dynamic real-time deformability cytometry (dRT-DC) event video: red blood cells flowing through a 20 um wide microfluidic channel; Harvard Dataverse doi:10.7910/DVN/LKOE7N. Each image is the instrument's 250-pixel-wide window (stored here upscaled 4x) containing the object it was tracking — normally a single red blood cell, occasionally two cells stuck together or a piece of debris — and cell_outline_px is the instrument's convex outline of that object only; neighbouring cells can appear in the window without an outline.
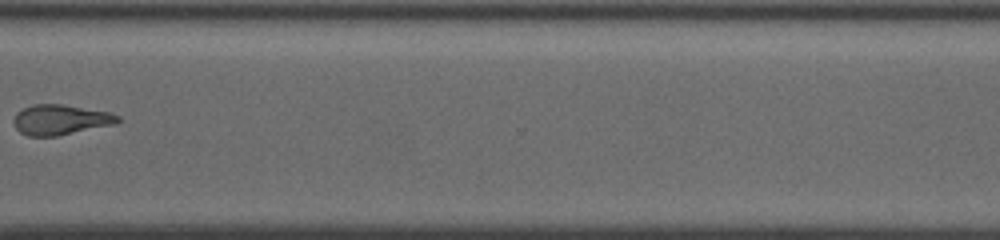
{"species": "common noctule bat (a hibernating species)", "species_latin": "Nyctalus noctula", "temperature_condition": "cold", "stored_images_in_passage": 34, "camera_frame_rate_fps": 3000, "um_per_image_px": 0.085, "animal": {"sex": "female", "body_mass_g": 19.5, "forearm_length_mm": 54.1}, "frame": {"image": 1, "passage_image": 29, "time_ms": 9.333, "image_size_px": [1000, 240], "cell_outline_px": [[120, 120], [116, 124], [56, 136], [28, 136], [20, 132], [16, 128], [12, 120], [16, 112], [32, 104], [60, 104], [108, 112], [120, 116]], "centroid_in_image_um": [5.11, 10.18], "position_along_channel_um": 365.5, "area_um2": 18.26}, "authors_computed_cell_mechanics": {"area_um2": 18.4093, "velocity_mm_per_s": 3.8447, "shape_relaxation_time_tau1_ms": null, "shape_relaxation_time_tau2_ms": 10.6368, "deformation_change_tau1": null, "deformation_change_tau2": 0.2535}}